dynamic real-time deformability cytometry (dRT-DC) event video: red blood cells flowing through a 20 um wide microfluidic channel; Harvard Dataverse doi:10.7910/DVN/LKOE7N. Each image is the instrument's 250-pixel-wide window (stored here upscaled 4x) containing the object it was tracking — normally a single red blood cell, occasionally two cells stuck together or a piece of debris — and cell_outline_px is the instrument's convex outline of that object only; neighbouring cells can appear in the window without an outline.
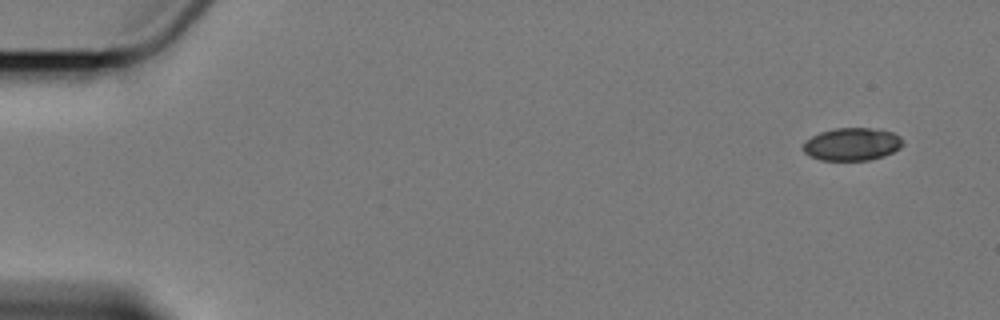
{"species": "Egyptian fruit bat (a non-hibernating species)", "species_latin": "Rousettus aegyptiacus", "temperature_condition": "cold", "stored_images_in_passage": 5, "camera_frame_rate_fps": 3000, "um_per_image_px": 0.085, "animal": {"sex": "female"}, "frame": {"image": 1, "passage_image": 1, "time_ms": 0.0, "image_size_px": [1000, 320], "cell_outline_px": [[904, 144], [900, 148], [884, 156], [868, 160], [820, 160], [808, 156], [804, 152], [804, 144], [812, 136], [820, 132], [836, 128], [868, 128], [892, 132], [900, 136]], "centroid_in_image_um": [72.43, 12.26], "position_along_channel_um": 12.6, "area_um2": 18.9}}
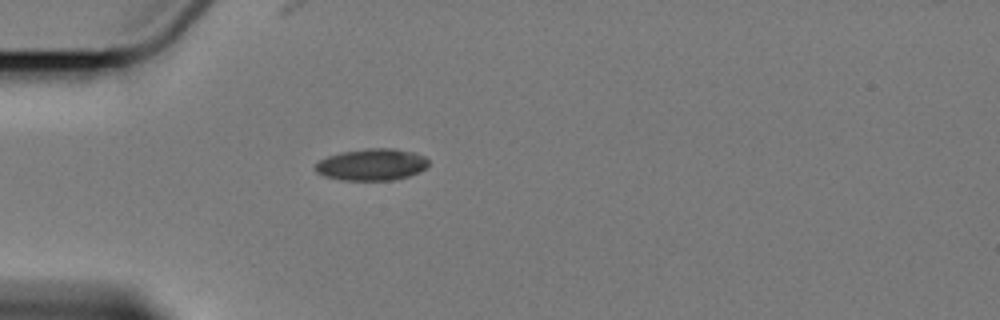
{"frame": {"image": 2, "passage_image": 5, "time_ms": 4.667, "image_size_px": [1000, 320], "cell_outline_px": [[428, 164], [424, 168], [408, 176], [392, 180], [344, 180], [324, 176], [316, 172], [316, 164], [320, 160], [328, 156], [340, 152], [364, 148], [392, 148], [412, 152], [424, 156], [428, 160]], "centroid_in_image_um": [31.57, 13.98], "position_along_channel_um": 53.4, "area_um2": 20.75}}